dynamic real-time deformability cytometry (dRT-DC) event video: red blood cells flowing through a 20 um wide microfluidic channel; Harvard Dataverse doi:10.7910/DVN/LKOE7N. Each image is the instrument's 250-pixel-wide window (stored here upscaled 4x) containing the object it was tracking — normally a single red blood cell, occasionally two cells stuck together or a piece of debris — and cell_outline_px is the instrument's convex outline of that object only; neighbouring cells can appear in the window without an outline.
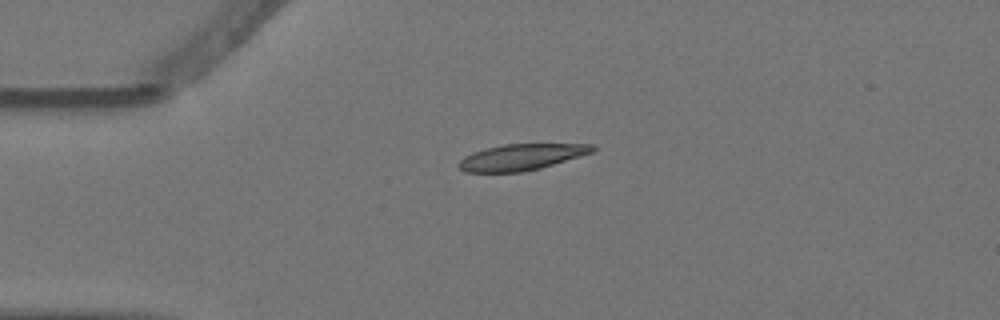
{"species": "Egyptian fruit bat (a non-hibernating species)", "species_latin": "Rousettus aegyptiacus", "temperature_condition": "warm", "stored_images_in_passage": 8, "camera_frame_rate_fps": 3000, "um_per_image_px": 0.085, "animal": {"sex": "female"}, "frame": {"image": 1, "passage_image": 1, "time_ms": 0.0, "image_size_px": [1000, 320], "cell_outline_px": [[596, 148], [592, 152], [580, 156], [540, 168], [524, 172], [464, 172], [456, 164], [464, 156], [472, 152], [504, 144], [596, 144]], "centroid_in_image_um": [44.3, 13.35], "position_along_channel_um": 40.7, "area_um2": 20.35}}
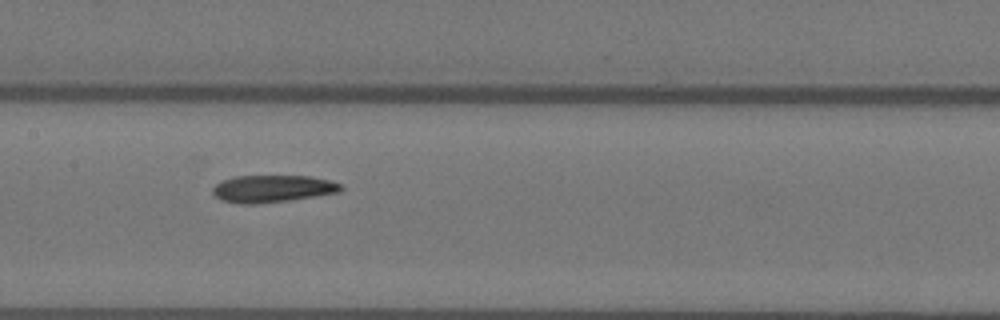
{"frame": {"image": 2, "passage_image": 5, "time_ms": 1.333, "image_size_px": [1000, 320], "cell_outline_px": [[344, 188], [340, 192], [288, 200], [256, 204], [240, 204], [220, 200], [212, 192], [212, 188], [220, 180], [236, 176], [312, 176], [344, 184]], "centroid_in_image_um": [23.16, 16.03], "position_along_channel_um": 184.2, "area_um2": 20.46}}
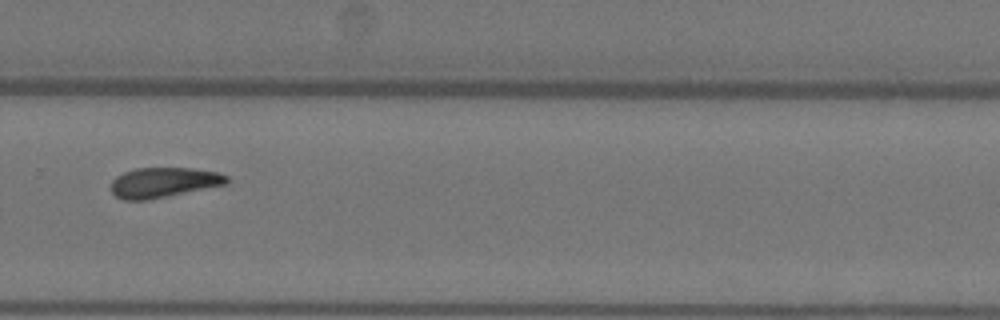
{"frame": {"image": 3, "passage_image": 8, "time_ms": 2.333, "image_size_px": [1000, 320], "cell_outline_px": [[228, 184], [148, 200], [124, 200], [116, 196], [112, 192], [112, 180], [116, 176], [124, 172], [136, 168], [192, 168], [216, 172], [228, 176]], "centroid_in_image_um": [13.91, 15.51], "position_along_channel_um": 315.9, "area_um2": 20.23}}